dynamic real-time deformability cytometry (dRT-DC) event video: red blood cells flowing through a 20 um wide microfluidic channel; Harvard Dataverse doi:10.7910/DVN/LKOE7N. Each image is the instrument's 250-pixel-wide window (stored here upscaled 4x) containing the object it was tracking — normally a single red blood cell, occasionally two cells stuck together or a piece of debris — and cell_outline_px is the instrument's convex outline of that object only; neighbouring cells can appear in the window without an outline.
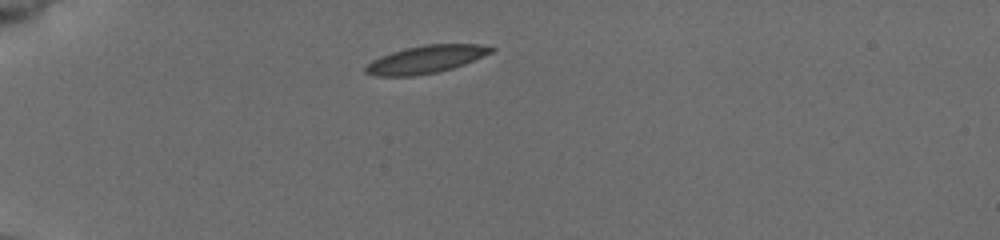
{"species": "common noctule bat (a hibernating species)", "species_latin": "Nyctalus noctula", "temperature_condition": "cold", "stored_images_in_passage": 32, "camera_frame_rate_fps": 3000, "um_per_image_px": 0.085, "animal": {"sex": "female", "body_mass_g": 19.5, "forearm_length_mm": 54.1}, "frame": {"image": 1, "passage_image": 1, "time_ms": 0.0, "image_size_px": [1000, 240], "cell_outline_px": [[496, 48], [492, 52], [464, 64], [452, 68], [436, 72], [412, 76], [376, 76], [364, 72], [364, 68], [372, 60], [380, 56], [404, 48], [424, 44], [480, 44]], "centroid_in_image_um": [36.17, 5.04], "position_along_channel_um": 48.8, "area_um2": 20.17}}
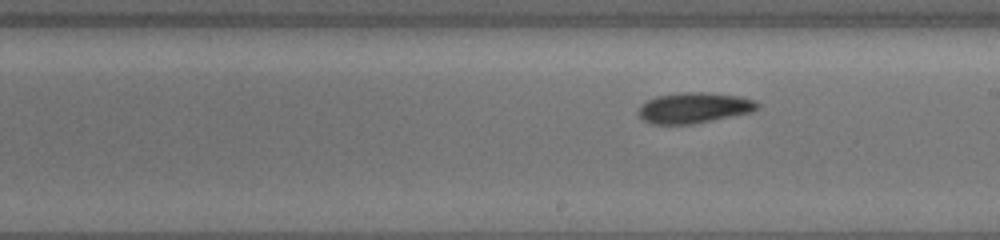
{"frame": {"image": 2, "passage_image": 18, "time_ms": 5.667, "image_size_px": [1000, 240], "cell_outline_px": [[760, 108], [752, 112], [692, 124], [652, 124], [644, 120], [636, 112], [648, 100], [656, 96], [676, 92], [704, 92], [740, 96], [756, 100], [760, 104]], "centroid_in_image_um": [59.03, 9.15], "position_along_channel_um": 230.0, "area_um2": 21.33}}
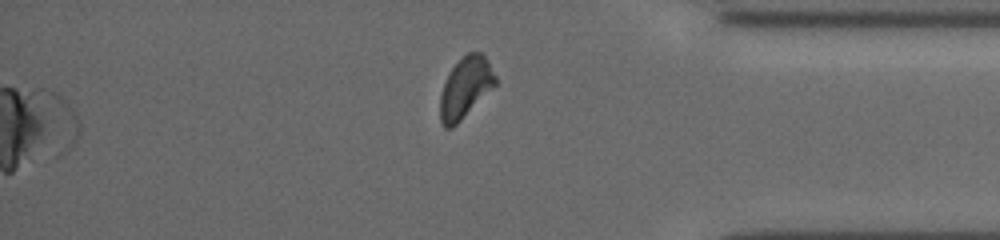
{"frame": {"image": 3, "passage_image": 32, "time_ms": 10.333, "image_size_px": [1000, 240], "cell_outline_px": [[496, 84], [452, 128], [444, 128], [440, 120], [440, 96], [444, 84], [452, 68], [468, 52], [484, 52], [496, 76]], "centroid_in_image_um": [39.57, 7.43], "position_along_channel_um": 395.6, "area_um2": 19.19}, "authors_computed_cell_mechanics": {"area_um2": 20.6346, "velocity_mm_per_s": 3.8376, "shape_relaxation_time_tau1_ms": 3.1345, "shape_relaxation_time_tau2_ms": 6.7211, "deformation_change_tau1": 0.125, "deformation_change_tau2": 0.1368}}